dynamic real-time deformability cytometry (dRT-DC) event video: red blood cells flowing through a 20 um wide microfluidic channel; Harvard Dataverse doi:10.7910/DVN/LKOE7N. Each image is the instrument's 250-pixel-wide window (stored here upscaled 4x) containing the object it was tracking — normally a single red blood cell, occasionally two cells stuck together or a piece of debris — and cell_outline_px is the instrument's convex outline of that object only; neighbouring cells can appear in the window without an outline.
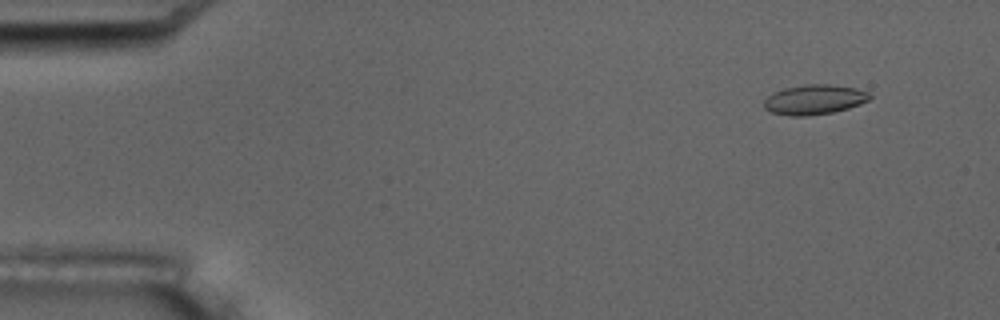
{"species": "common noctule bat (a hibernating species)", "species_latin": "Nyctalus noctula", "temperature_condition": "room temperature", "stored_images_in_passage": 5, "camera_frame_rate_fps": 3000, "um_per_image_px": 0.085, "animal": {"sex": "male", "body_mass_g": 17.5, "forearm_length_mm": 52.3}, "frame": {"image": 1, "passage_image": 1, "time_ms": 0.0, "image_size_px": [1000, 320], "cell_outline_px": [[872, 96], [868, 100], [860, 104], [848, 108], [832, 112], [808, 116], [788, 116], [772, 112], [764, 108], [764, 100], [772, 92], [784, 88], [804, 84], [828, 84], [856, 88], [868, 92]], "centroid_in_image_um": [69.19, 8.46], "position_along_channel_um": 15.8, "area_um2": 18.44}}